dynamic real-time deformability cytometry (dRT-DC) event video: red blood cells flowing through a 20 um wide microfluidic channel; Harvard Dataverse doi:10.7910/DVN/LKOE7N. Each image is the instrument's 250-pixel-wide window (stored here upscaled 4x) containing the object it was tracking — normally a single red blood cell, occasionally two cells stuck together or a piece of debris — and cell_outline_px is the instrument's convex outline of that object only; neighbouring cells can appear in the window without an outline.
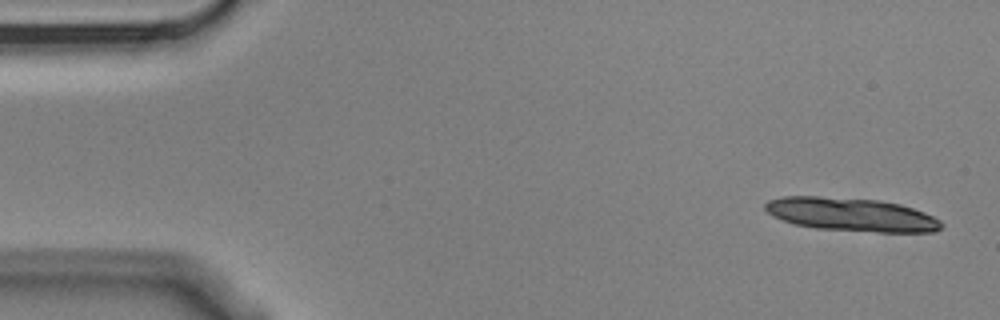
{"species": "Egyptian fruit bat (a non-hibernating species)", "species_latin": "Rousettus aegyptiacus", "temperature_condition": "cold", "stored_images_in_passage": 6, "segment_of_instrument_passage": [1, 2], "camera_frame_rate_fps": 3000, "um_per_image_px": 0.085, "animal": {"sex": "male"}, "frame": {"image": 1, "passage_image": 1, "time_ms": 0.0, "image_size_px": [1000, 320], "cell_outline_px": [[944, 228], [936, 232], [880, 232], [816, 228], [796, 224], [772, 216], [764, 208], [764, 204], [768, 200], [784, 196], [816, 196], [880, 200], [900, 204], [924, 212], [940, 220], [944, 224]], "centroid_in_image_um": [72.4, 18.23], "position_along_channel_um": 12.6, "area_um2": 34.33}}
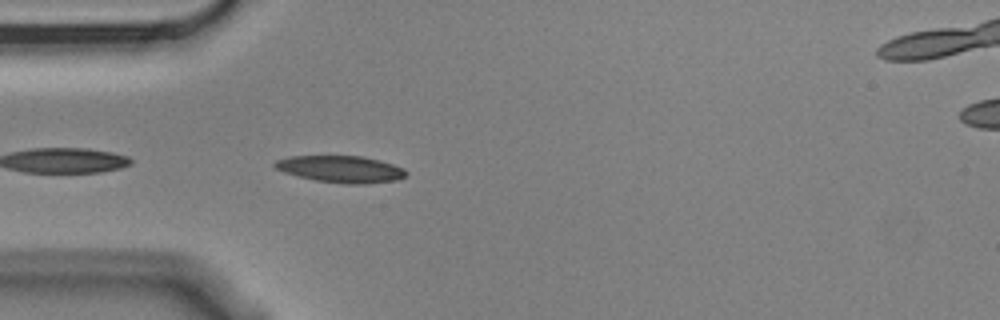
{"frame": {"image": 2, "passage_image": 5, "time_ms": 1.333, "image_size_px": [1000, 320], "cell_outline_px": [[408, 172], [404, 176], [396, 180], [364, 184], [344, 184], [316, 180], [284, 172], [276, 168], [272, 164], [276, 160], [288, 156], [364, 156], [380, 160], [404, 168]], "centroid_in_image_um": [28.98, 14.37], "position_along_channel_um": 56.0, "area_um2": 20.46}}